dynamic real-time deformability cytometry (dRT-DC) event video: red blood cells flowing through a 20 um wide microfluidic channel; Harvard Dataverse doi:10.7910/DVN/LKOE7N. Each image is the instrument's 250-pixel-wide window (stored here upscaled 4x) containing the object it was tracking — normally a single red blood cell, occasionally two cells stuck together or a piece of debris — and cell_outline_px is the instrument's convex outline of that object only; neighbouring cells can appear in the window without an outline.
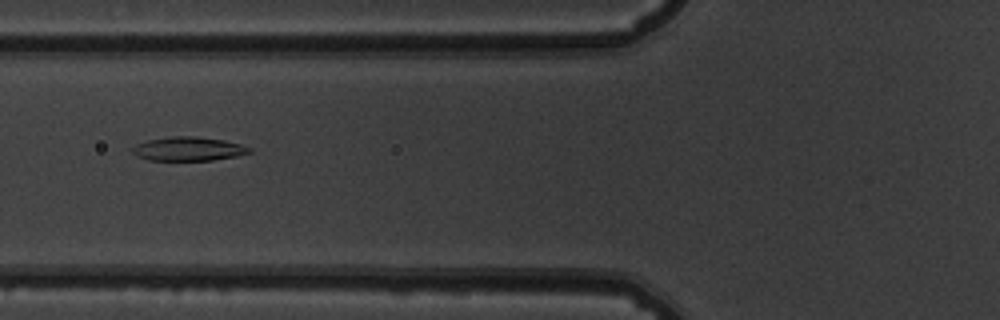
{"species": "common noctule bat (a hibernating species)", "species_latin": "Nyctalus noctula", "temperature_condition": "warm", "stored_images_in_passage": 36, "camera_frame_rate_fps": 3000, "um_per_image_px": 0.085, "animal": {"sex": "male", "body_mass_g": 19.5, "forearm_length_mm": 54.6}, "frame": {"image": 1, "passage_image": 4, "time_ms": 1.0, "image_size_px": [1000, 320], "cell_outline_px": [[252, 152], [236, 156], [212, 160], [148, 160], [136, 156], [132, 152], [132, 148], [136, 144], [148, 140], [172, 136], [196, 136], [224, 140], [240, 144], [252, 148]], "centroid_in_image_um": [16.01, 12.65], "position_along_channel_um": 109.8, "area_um2": 16.3}}
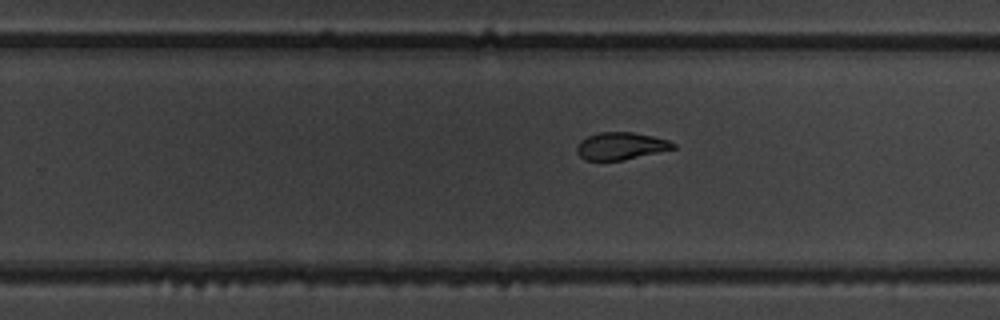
{"frame": {"image": 2, "passage_image": 17, "time_ms": 5.333, "image_size_px": [1000, 320], "cell_outline_px": [[676, 148], [624, 160], [584, 160], [576, 152], [576, 148], [580, 140], [588, 136], [600, 132], [632, 132], [652, 136], [668, 140], [676, 144]], "centroid_in_image_um": [52.76, 12.41], "position_along_channel_um": 277.0, "area_um2": 15.32}}
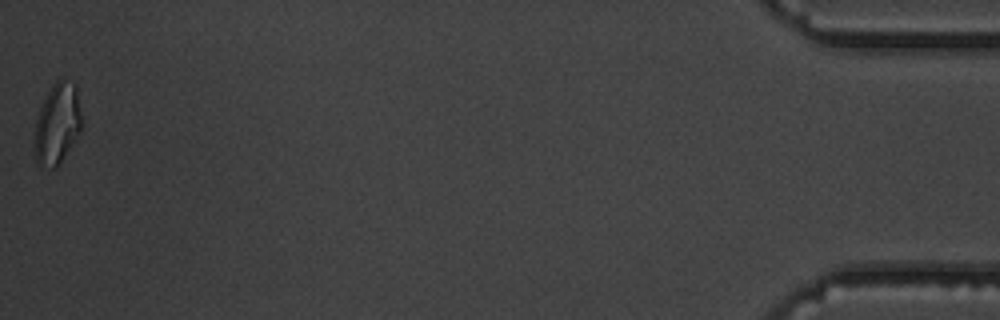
{"frame": {"image": 3, "passage_image": 36, "time_ms": 11.667, "image_size_px": [1000, 320], "cell_outline_px": [[84, 124], [80, 132], [56, 168], [52, 168], [36, 164], [32, 140], [36, 120], [40, 108], [52, 84], [60, 76], [76, 84]], "centroid_in_image_um": [4.87, 10.5], "position_along_channel_um": 430.3, "area_um2": 22.89}, "authors_computed_cell_mechanics": {"area_um2": 16.473, "velocity_mm_per_s": 3.8687, "shape_relaxation_time_tau1_ms": 7.9359, "shape_relaxation_time_tau2_ms": 2.5134, "deformation_change_tau1": 0.2162, "deformation_change_tau2": 0.0722}}